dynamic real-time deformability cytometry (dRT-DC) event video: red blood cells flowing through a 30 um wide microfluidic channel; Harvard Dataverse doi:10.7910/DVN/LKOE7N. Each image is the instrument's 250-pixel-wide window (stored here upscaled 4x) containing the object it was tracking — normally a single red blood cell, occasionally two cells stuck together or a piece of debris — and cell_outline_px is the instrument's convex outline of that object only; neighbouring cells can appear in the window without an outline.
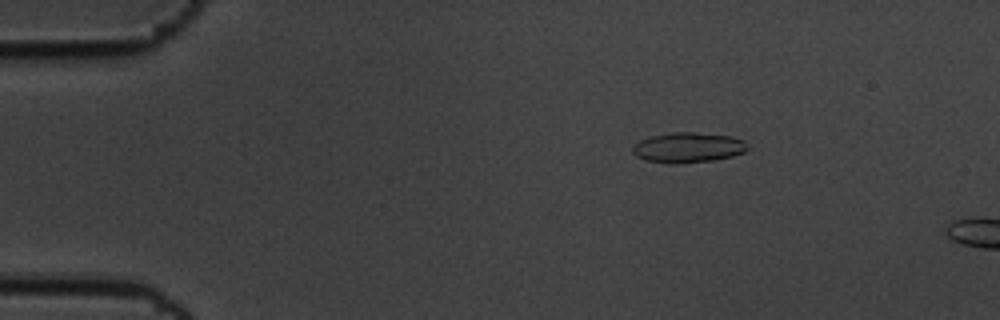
{"species": "common noctule bat (a hibernating species)", "species_latin": "Nyctalus noctula", "temperature_condition": "cold", "stored_images_in_passage": 14, "camera_frame_rate_fps": 3000, "um_per_image_px": 0.085, "animal": {"sex": "male", "body_mass_g": 19.5, "forearm_length_mm": 54.6}, "frame": {"image": 1, "passage_image": 10, "time_ms": 3.0, "image_size_px": [1000, 320], "cell_outline_px": [[748, 148], [744, 152], [732, 156], [712, 160], [680, 164], [668, 164], [644, 160], [636, 156], [632, 152], [632, 148], [640, 140], [652, 136], [672, 132], [692, 132], [732, 136], [744, 140]], "centroid_in_image_um": [58.47, 12.55], "position_along_channel_um": 26.5, "area_um2": 20.29}}